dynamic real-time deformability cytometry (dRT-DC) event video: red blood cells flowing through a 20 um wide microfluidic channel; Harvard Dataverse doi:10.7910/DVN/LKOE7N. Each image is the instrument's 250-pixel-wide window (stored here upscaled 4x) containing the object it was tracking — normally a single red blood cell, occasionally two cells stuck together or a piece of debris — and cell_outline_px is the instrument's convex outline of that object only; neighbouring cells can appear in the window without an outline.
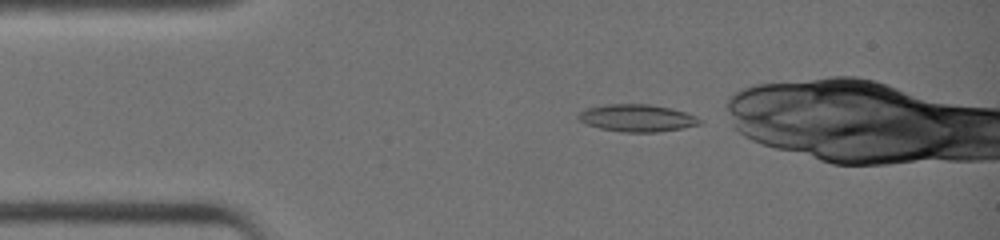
{"species": "common noctule bat (a hibernating species)", "species_latin": "Nyctalus noctula", "temperature_condition": "warm", "stored_images_in_passage": 30, "camera_frame_rate_fps": 3000, "um_per_image_px": 0.085, "animal": {"sex": "female", "body_mass_g": 19.0, "forearm_length_mm": 51.5}, "frame": {"image": 1, "passage_image": 1, "time_ms": 0.0, "image_size_px": [1000, 240], "cell_outline_px": [[704, 120], [700, 124], [680, 128], [656, 132], [620, 132], [600, 128], [588, 124], [580, 120], [576, 116], [580, 112], [588, 108], [608, 104], [652, 104], [672, 108], [688, 112]], "centroid_in_image_um": [54.2, 10.02], "position_along_channel_um": 30.8, "area_um2": 19.31}}
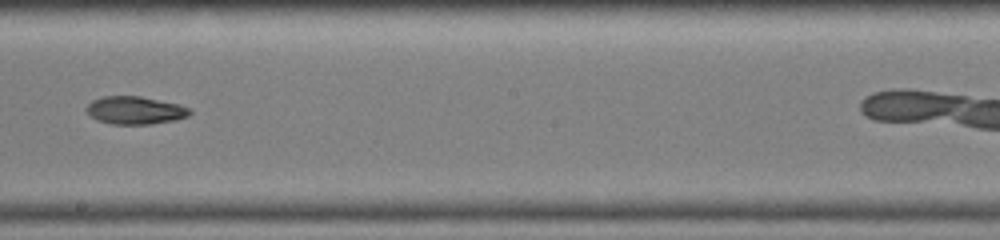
{"frame": {"image": 2, "passage_image": 17, "time_ms": 5.333, "image_size_px": [1000, 240], "cell_outline_px": [[192, 112], [188, 116], [176, 120], [152, 124], [112, 124], [96, 120], [84, 108], [92, 100], [104, 96], [140, 96], [180, 104], [192, 108]], "centroid_in_image_um": [11.52, 9.37], "position_along_channel_um": 236.7, "area_um2": 16.94}}
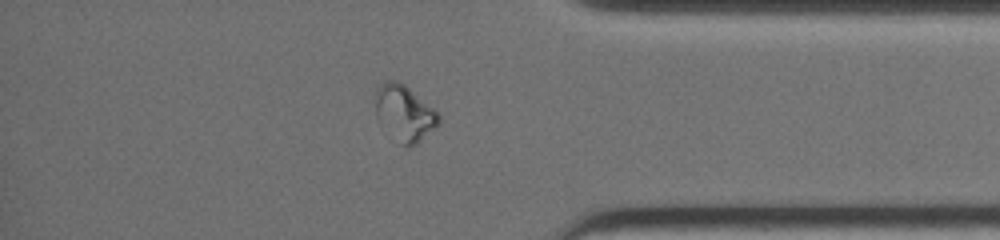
{"frame": {"image": 3, "passage_image": 28, "time_ms": 9.0, "image_size_px": [1000, 240], "cell_outline_px": [[440, 124], [416, 144], [408, 148], [400, 144], [376, 116], [376, 88], [380, 84], [388, 80], [396, 80], [404, 84], [432, 108], [440, 116]], "centroid_in_image_um": [34.38, 9.62], "position_along_channel_um": 400.8, "area_um2": 20.17}}